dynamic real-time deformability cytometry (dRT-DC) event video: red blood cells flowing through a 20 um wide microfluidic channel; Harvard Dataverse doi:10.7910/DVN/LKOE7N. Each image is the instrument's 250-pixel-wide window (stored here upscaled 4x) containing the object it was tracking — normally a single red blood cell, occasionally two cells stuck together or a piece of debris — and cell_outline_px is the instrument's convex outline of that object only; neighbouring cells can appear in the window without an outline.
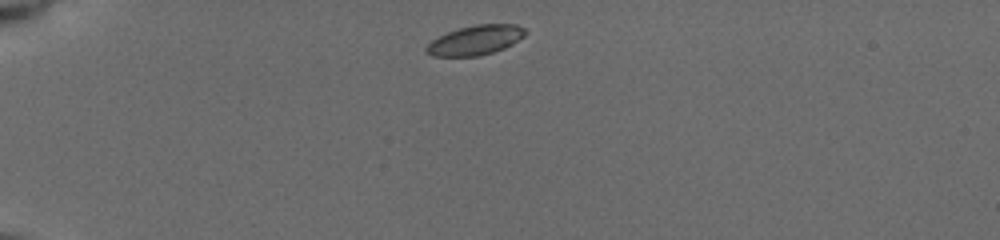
{"species": "common noctule bat (a hibernating species)", "species_latin": "Nyctalus noctula", "temperature_condition": "cold", "stored_images_in_passage": 33, "camera_frame_rate_fps": 3000, "um_per_image_px": 0.085, "animal": {"sex": "female", "body_mass_g": 19.5, "forearm_length_mm": 54.1}, "frame": {"image": 1, "passage_image": 1, "time_ms": 0.0, "image_size_px": [1000, 240], "cell_outline_px": [[528, 32], [524, 36], [512, 44], [504, 48], [480, 56], [432, 56], [424, 52], [424, 48], [432, 40], [448, 32], [460, 28], [476, 24], [516, 24], [524, 28]], "centroid_in_image_um": [40.41, 3.42], "position_along_channel_um": 44.6, "area_um2": 17.05}}
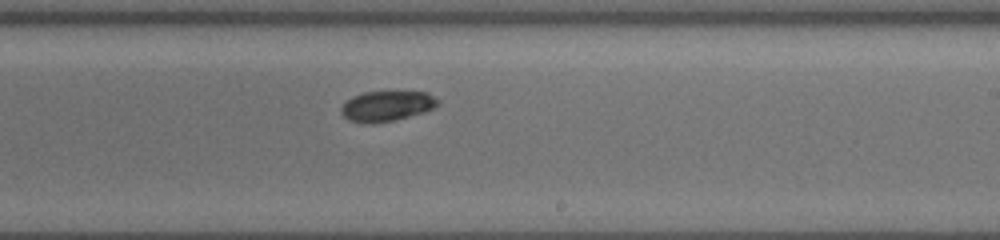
{"frame": {"image": 2, "passage_image": 14, "time_ms": 6.667, "image_size_px": [1000, 240], "cell_outline_px": [[440, 104], [424, 112], [392, 120], [372, 124], [368, 124], [352, 120], [344, 116], [340, 112], [340, 108], [352, 96], [364, 92], [428, 92], [440, 100]], "centroid_in_image_um": [32.9, 9.0], "position_along_channel_um": 256.1, "area_um2": 16.88}}
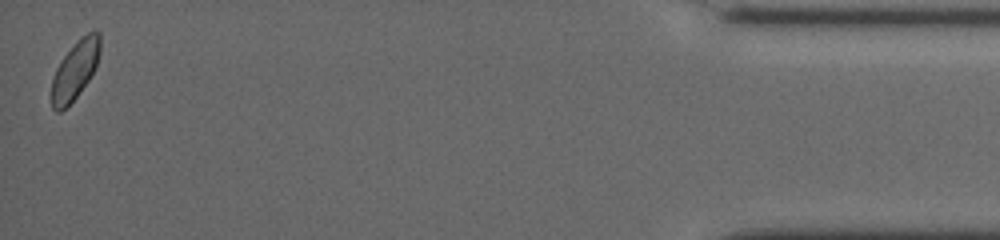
{"frame": {"image": 3, "passage_image": 33, "time_ms": 13.0, "image_size_px": [1000, 240], "cell_outline_px": [[100, 52], [96, 64], [88, 80], [76, 96], [60, 112], [56, 112], [52, 108], [52, 80], [56, 68], [60, 60], [88, 32], [96, 28], [100, 32]], "centroid_in_image_um": [6.39, 5.95], "position_along_channel_um": 428.8, "area_um2": 16.01}, "authors_computed_cell_mechanics": {"area_um2": 16.9354, "velocity_mm_per_s": 3.8754, "shape_relaxation_time_tau1_ms": 3.2261, "shape_relaxation_time_tau2_ms": null, "deformation_change_tau1": 0.0495, "deformation_change_tau2": null}}